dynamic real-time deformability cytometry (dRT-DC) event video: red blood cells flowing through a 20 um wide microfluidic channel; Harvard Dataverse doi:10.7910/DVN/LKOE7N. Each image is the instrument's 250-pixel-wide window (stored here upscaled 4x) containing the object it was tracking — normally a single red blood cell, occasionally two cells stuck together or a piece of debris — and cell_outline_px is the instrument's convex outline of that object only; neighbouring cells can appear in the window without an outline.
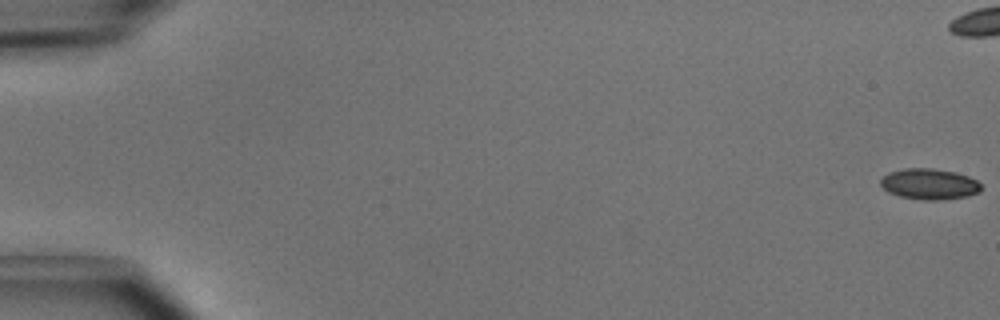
{"species": "common noctule bat (a hibernating species)", "species_latin": "Nyctalus noctula", "temperature_condition": "cold", "stored_images_in_passage": 52, "camera_frame_rate_fps": 3000, "um_per_image_px": 0.085, "animal": {"sex": "male", "body_mass_g": 15.6}, "frame": {"image": 1, "passage_image": 1, "time_ms": 0.0, "image_size_px": [1000, 320], "cell_outline_px": [[980, 192], [968, 196], [936, 200], [920, 200], [900, 196], [888, 192], [880, 184], [880, 180], [888, 172], [904, 168], [932, 168], [952, 172], [968, 176], [976, 180], [980, 184]], "centroid_in_image_um": [78.97, 15.64], "position_along_channel_um": 6.0, "area_um2": 17.98}}
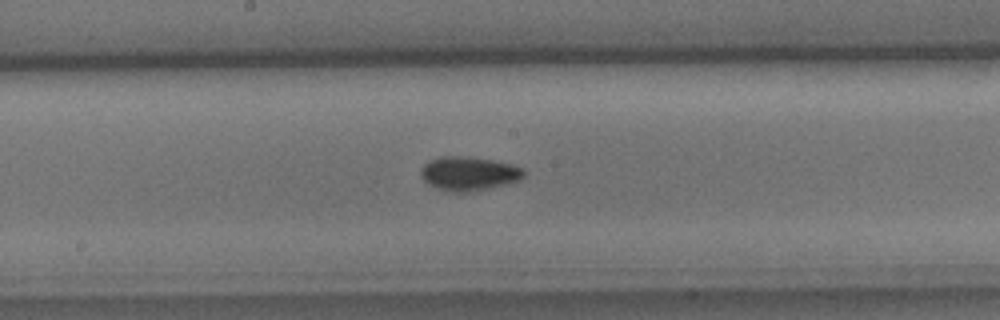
{"frame": {"image": 2, "passage_image": 28, "time_ms": 9.0, "image_size_px": [1000, 320], "cell_outline_px": [[524, 176], [520, 180], [472, 192], [452, 192], [436, 188], [428, 184], [420, 176], [420, 168], [428, 160], [440, 156], [460, 156], [492, 160], [512, 164], [524, 168]], "centroid_in_image_um": [39.81, 14.75], "position_along_channel_um": 208.4, "area_um2": 20.46}}
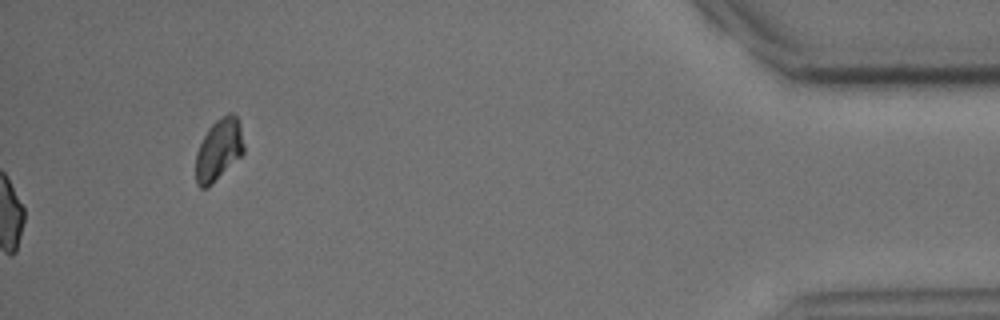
{"frame": {"image": 3, "passage_image": 52, "time_ms": 17.0, "image_size_px": [1000, 320], "cell_outline_px": [[244, 152], [208, 188], [200, 188], [196, 184], [196, 152], [208, 128], [216, 120], [228, 112], [232, 112], [236, 116], [240, 124], [244, 144]], "centroid_in_image_um": [18.59, 12.72], "position_along_channel_um": 416.6, "area_um2": 17.22}, "authors_computed_cell_mechanics": {"area_um2": 18.0336, "velocity_mm_per_s": 4.0334, "shape_relaxation_time_tau1_ms": 2.2303, "shape_relaxation_time_tau2_ms": null, "deformation_change_tau1": 0.0685, "deformation_change_tau2": null}}